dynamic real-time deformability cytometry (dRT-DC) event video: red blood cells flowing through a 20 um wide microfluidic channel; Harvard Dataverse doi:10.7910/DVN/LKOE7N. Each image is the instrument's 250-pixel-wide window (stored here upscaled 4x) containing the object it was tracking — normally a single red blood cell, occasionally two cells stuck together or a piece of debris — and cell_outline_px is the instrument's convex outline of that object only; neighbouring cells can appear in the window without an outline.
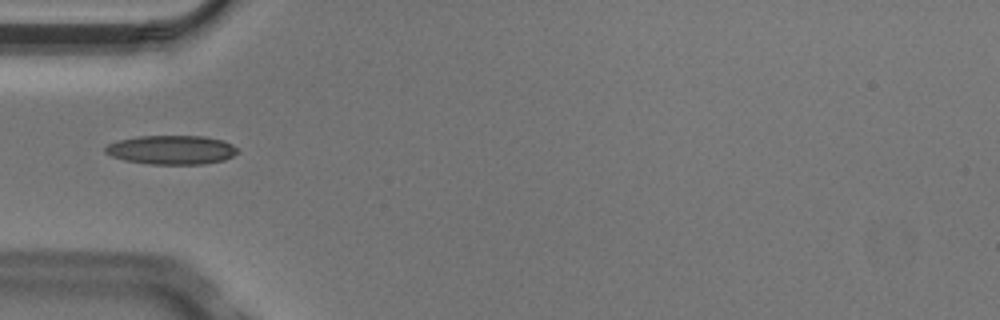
{"species": "Egyptian fruit bat (a non-hibernating species)", "species_latin": "Rousettus aegyptiacus", "temperature_condition": "cold", "stored_images_in_passage": 4, "camera_frame_rate_fps": 3000, "um_per_image_px": 0.085, "animal": {"sex": "male"}, "frame": {"image": 1, "passage_image": 4, "time_ms": 1.0, "image_size_px": [1000, 320], "cell_outline_px": [[240, 152], [224, 160], [204, 164], [148, 164], [124, 160], [112, 156], [104, 152], [104, 148], [108, 144], [120, 140], [136, 136], [204, 136], [224, 140], [240, 148]], "centroid_in_image_um": [14.62, 12.73], "position_along_channel_um": 70.4, "area_um2": 22.6}}